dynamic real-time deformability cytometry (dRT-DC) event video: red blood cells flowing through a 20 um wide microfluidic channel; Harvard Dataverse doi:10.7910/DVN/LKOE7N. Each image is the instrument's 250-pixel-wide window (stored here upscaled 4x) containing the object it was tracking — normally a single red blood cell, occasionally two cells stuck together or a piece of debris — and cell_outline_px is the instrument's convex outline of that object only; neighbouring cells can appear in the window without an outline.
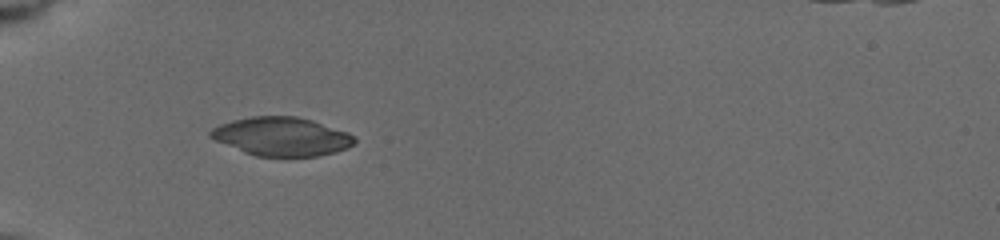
{"species": "common noctule bat (a hibernating species)", "species_latin": "Nyctalus noctula", "temperature_condition": "cold", "stored_images_in_passage": 3, "camera_frame_rate_fps": 3000, "um_per_image_px": 0.085, "animal": {"sex": "female", "body_mass_g": 19.5, "forearm_length_mm": 54.1}, "frame": {"image": 1, "passage_image": 1, "time_ms": 0.0, "image_size_px": [1000, 240], "cell_outline_px": [[356, 140], [348, 148], [336, 152], [316, 156], [256, 156], [244, 152], [216, 140], [208, 136], [208, 132], [212, 128], [220, 124], [232, 120], [252, 116], [296, 116], [312, 120], [348, 132]], "centroid_in_image_um": [23.93, 11.6], "position_along_channel_um": 61.1, "area_um2": 32.25}}